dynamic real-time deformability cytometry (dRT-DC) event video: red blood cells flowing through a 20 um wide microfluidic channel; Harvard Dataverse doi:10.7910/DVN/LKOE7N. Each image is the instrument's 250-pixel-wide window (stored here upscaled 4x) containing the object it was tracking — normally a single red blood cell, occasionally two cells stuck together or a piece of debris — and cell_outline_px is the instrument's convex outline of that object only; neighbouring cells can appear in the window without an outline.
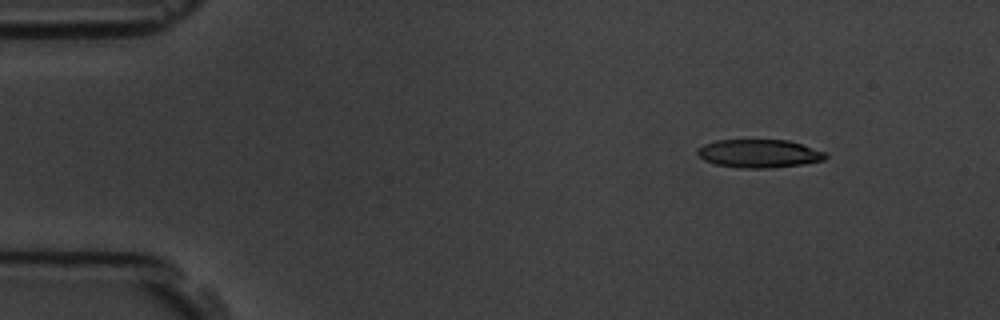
{"species": "common noctule bat (a hibernating species)", "species_latin": "Nyctalus noctula", "temperature_condition": "room temperature", "stored_images_in_passage": 9, "camera_frame_rate_fps": 3000, "um_per_image_px": 0.085, "animal": {"sex": "male", "body_mass_g": 19.5, "forearm_length_mm": 54.6}, "frame": {"image": 1, "passage_image": 2, "time_ms": 1.333, "image_size_px": [1000, 320], "cell_outline_px": [[828, 156], [824, 160], [800, 164], [772, 168], [744, 168], [716, 164], [704, 160], [696, 152], [696, 148], [704, 144], [716, 140], [788, 140], [828, 152]], "centroid_in_image_um": [64.54, 13.04], "position_along_channel_um": 20.5, "area_um2": 21.1}}
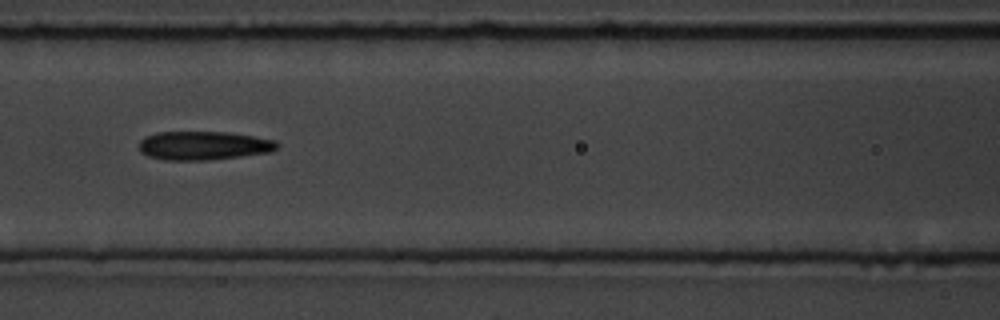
{"frame": {"image": 2, "passage_image": 7, "time_ms": 7.0, "image_size_px": [1000, 320], "cell_outline_px": [[280, 148], [268, 152], [240, 156], [208, 160], [164, 160], [148, 156], [140, 152], [140, 140], [144, 136], [156, 132], [224, 132], [252, 136], [276, 140], [280, 144]], "centroid_in_image_um": [17.29, 12.37], "position_along_channel_um": 149.3, "area_um2": 23.12}}
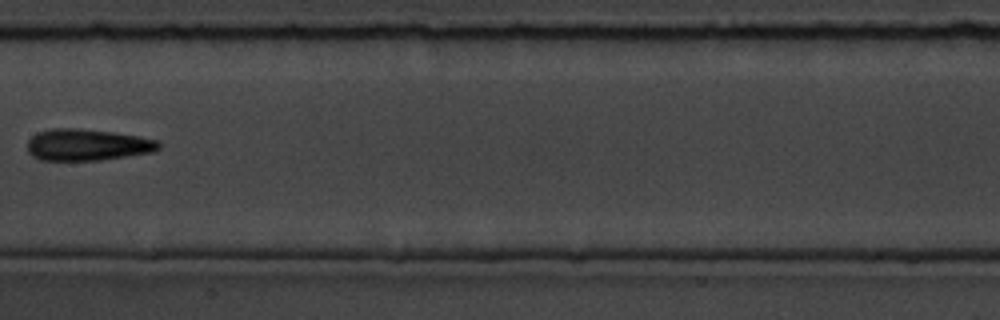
{"frame": {"image": 3, "passage_image": 8, "time_ms": 8.333, "image_size_px": [1000, 320], "cell_outline_px": [[160, 148], [152, 152], [100, 160], [40, 160], [32, 156], [28, 152], [28, 140], [36, 132], [52, 128], [80, 128], [112, 132], [140, 136], [160, 140]], "centroid_in_image_um": [7.42, 12.3], "position_along_channel_um": 200.0, "area_um2": 24.33}}